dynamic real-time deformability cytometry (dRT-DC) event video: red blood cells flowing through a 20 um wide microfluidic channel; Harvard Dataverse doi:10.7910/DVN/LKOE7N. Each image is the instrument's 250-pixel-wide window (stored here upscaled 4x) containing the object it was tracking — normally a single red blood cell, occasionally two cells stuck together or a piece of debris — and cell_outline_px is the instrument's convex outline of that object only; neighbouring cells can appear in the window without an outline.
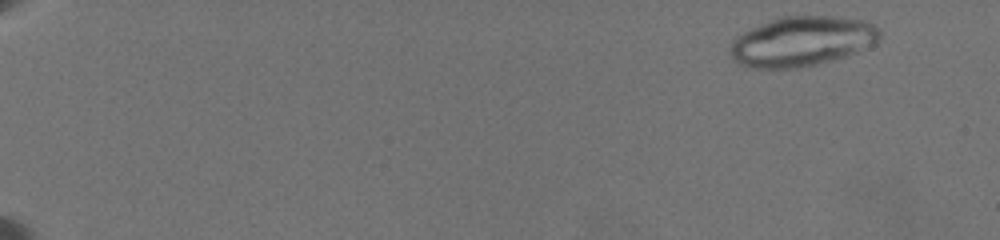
{"species": "common noctule bat (a hibernating species)", "species_latin": "Nyctalus noctula", "temperature_condition": "warm", "stored_images_in_passage": 30, "camera_frame_rate_fps": 3000, "um_per_image_px": 0.085, "animal": {"sex": "female", "body_mass_g": 19.5, "forearm_length_mm": 54.1}, "frame": {"image": 1, "passage_image": 4, "time_ms": 1.0, "image_size_px": [1000, 240], "cell_outline_px": [[880, 36], [876, 44], [856, 52], [844, 56], [816, 64], [796, 68], [752, 68], [740, 64], [732, 60], [728, 52], [732, 40], [744, 32], [752, 28], [780, 16], [832, 16], [864, 20], [872, 24], [880, 32]], "centroid_in_image_um": [68.14, 3.52], "position_along_channel_um": 16.9, "area_um2": 43.29}}